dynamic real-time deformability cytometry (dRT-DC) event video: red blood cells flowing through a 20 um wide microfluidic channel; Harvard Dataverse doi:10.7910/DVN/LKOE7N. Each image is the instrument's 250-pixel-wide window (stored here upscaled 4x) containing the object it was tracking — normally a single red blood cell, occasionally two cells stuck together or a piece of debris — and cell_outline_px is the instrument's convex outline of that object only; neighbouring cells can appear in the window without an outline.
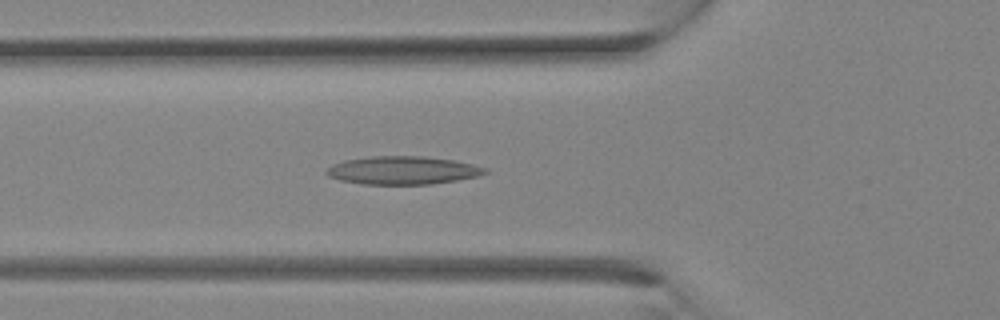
{"species": "Egyptian fruit bat (a non-hibernating species)", "species_latin": "Rousettus aegyptiacus", "temperature_condition": "room temperature", "stored_images_in_passage": 23, "camera_frame_rate_fps": 3000, "um_per_image_px": 0.085, "animal": {"sex": "female"}, "frame": {"image": 1, "passage_image": 11, "time_ms": 3.333, "image_size_px": [1000, 320], "cell_outline_px": [[488, 172], [476, 176], [456, 180], [428, 184], [360, 184], [340, 180], [328, 176], [324, 172], [332, 164], [344, 160], [372, 156], [424, 156], [452, 160], [472, 164], [488, 168]], "centroid_in_image_um": [34.19, 14.47], "position_along_channel_um": 91.6, "area_um2": 25.89}}
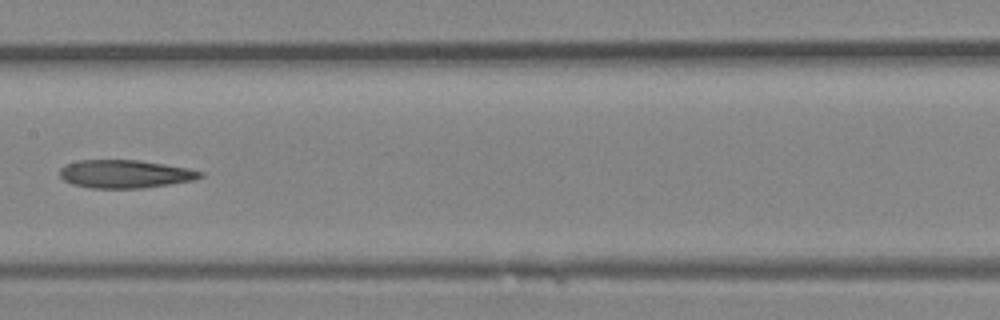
{"frame": {"image": 2, "passage_image": 16, "time_ms": 5.0, "image_size_px": [1000, 320], "cell_outline_px": [[204, 176], [192, 180], [144, 188], [92, 188], [72, 184], [64, 180], [60, 176], [60, 168], [64, 164], [80, 160], [140, 160], [188, 168], [204, 172]], "centroid_in_image_um": [10.61, 14.78], "position_along_channel_um": 196.8, "area_um2": 23.0}}
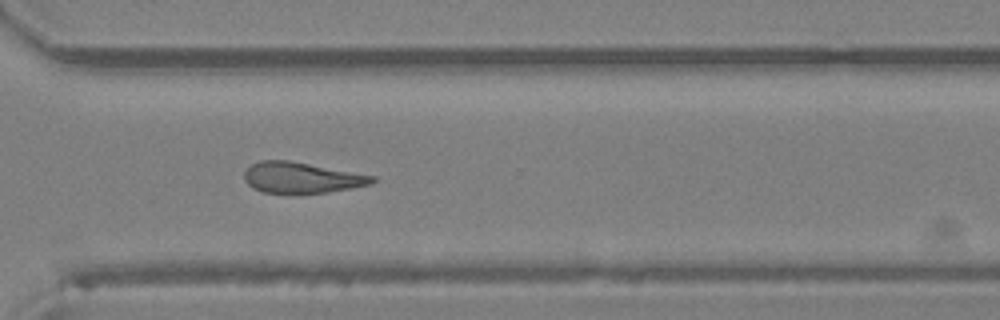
{"frame": {"image": 3, "passage_image": 23, "time_ms": 7.333, "image_size_px": [1000, 320], "cell_outline_px": [[376, 180], [372, 184], [352, 188], [328, 192], [264, 192], [252, 188], [244, 180], [244, 172], [252, 164], [260, 160], [288, 160], [376, 176]], "centroid_in_image_um": [25.64, 15.09], "position_along_channel_um": 345.0, "area_um2": 22.72}}